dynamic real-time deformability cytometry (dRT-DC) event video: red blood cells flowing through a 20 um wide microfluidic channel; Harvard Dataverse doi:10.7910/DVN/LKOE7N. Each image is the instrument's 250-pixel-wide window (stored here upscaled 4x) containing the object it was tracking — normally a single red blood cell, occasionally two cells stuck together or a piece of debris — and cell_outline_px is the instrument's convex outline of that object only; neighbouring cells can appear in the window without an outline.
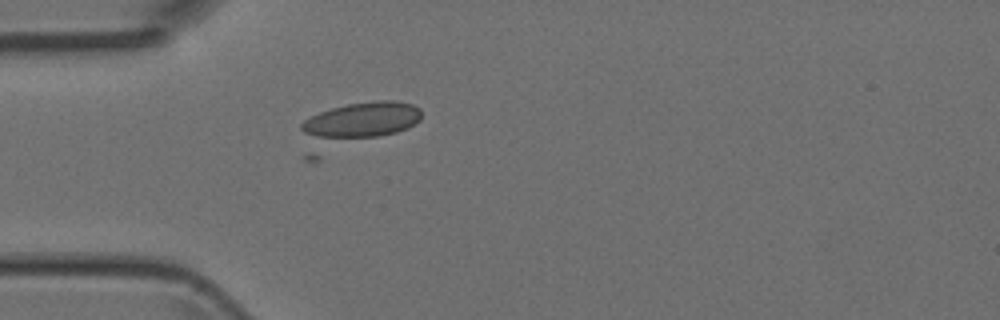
{"species": "Egyptian fruit bat (a non-hibernating species)", "species_latin": "Rousettus aegyptiacus", "temperature_condition": "room temperature", "stored_images_in_passage": 1, "camera_frame_rate_fps": 3000, "um_per_image_px": 0.085, "animal": {"sex": "female"}, "frame": {"image": 1, "passage_image": 1, "time_ms": 0.0, "image_size_px": [1000, 320], "cell_outline_px": [[420, 120], [408, 128], [396, 132], [380, 136], [316, 136], [304, 132], [300, 128], [300, 124], [304, 120], [320, 112], [332, 108], [348, 104], [376, 100], [396, 100], [412, 104], [420, 108]], "centroid_in_image_um": [30.86, 10.14], "position_along_channel_um": 54.1, "area_um2": 24.04}}